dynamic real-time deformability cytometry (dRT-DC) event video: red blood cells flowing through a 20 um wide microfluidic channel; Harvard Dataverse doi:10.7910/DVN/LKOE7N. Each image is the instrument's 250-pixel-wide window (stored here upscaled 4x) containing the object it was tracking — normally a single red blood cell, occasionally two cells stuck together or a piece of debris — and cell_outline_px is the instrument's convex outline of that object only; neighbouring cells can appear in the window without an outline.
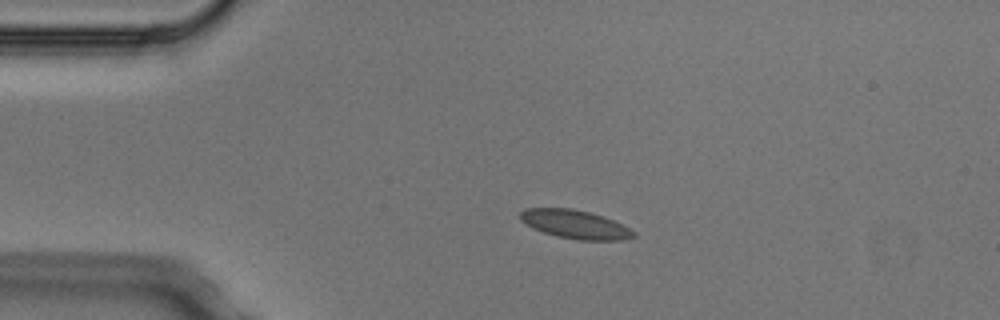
{"species": "Egyptian fruit bat (a non-hibernating species)", "species_latin": "Rousettus aegyptiacus", "temperature_condition": "cold", "stored_images_in_passage": 4, "camera_frame_rate_fps": 3000, "um_per_image_px": 0.085, "animal": {"sex": "male"}, "frame": {"image": 1, "passage_image": 3, "time_ms": 0.667, "image_size_px": [1000, 320], "cell_outline_px": [[636, 236], [624, 240], [580, 240], [556, 236], [532, 228], [520, 220], [520, 212], [524, 208], [572, 208], [604, 216], [636, 232]], "centroid_in_image_um": [48.87, 19.07], "position_along_channel_um": 36.1, "area_um2": 18.84}}